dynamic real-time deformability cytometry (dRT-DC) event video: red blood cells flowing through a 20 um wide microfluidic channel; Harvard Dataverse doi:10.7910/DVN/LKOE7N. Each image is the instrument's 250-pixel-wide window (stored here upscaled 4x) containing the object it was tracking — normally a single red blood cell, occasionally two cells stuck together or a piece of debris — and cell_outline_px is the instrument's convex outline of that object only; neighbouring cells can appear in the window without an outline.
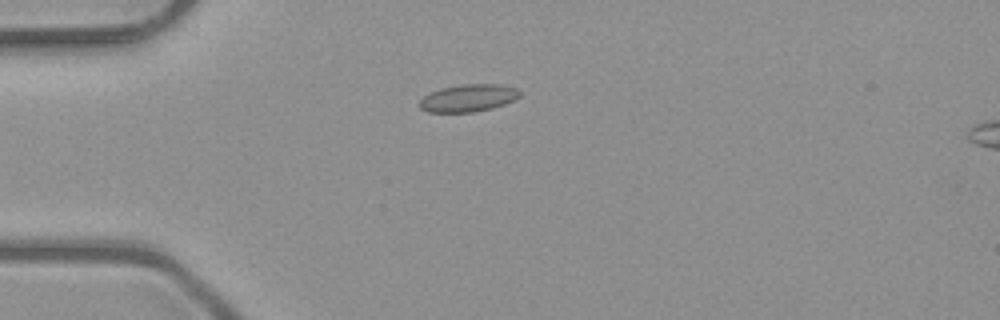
{"species": "common noctule bat (a hibernating species)", "species_latin": "Nyctalus noctula", "temperature_condition": "room temperature", "stored_images_in_passage": 6, "camera_frame_rate_fps": 3000, "um_per_image_px": 0.085, "animal": {"sex": "male", "body_mass_g": 23.1, "forearm_length_mm": 52.7}, "frame": {"image": 1, "passage_image": 4, "time_ms": 1.0, "image_size_px": [1000, 320], "cell_outline_px": [[520, 96], [516, 100], [492, 108], [472, 112], [428, 112], [420, 108], [420, 100], [424, 96], [440, 88], [460, 84], [500, 84], [516, 88], [520, 92]], "centroid_in_image_um": [39.83, 8.32], "position_along_channel_um": 45.2, "area_um2": 16.01}}
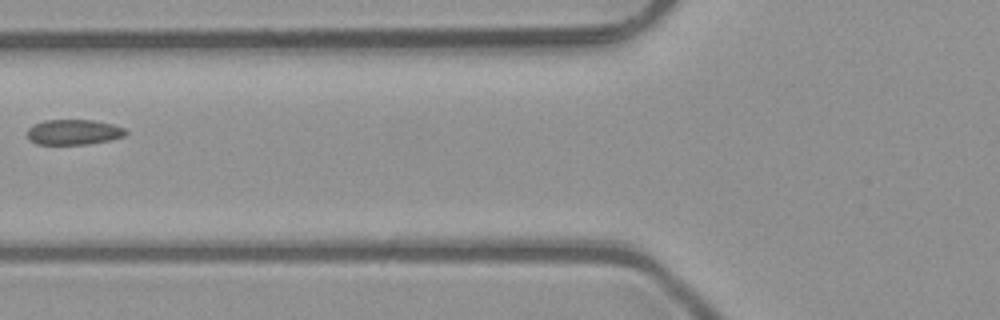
{"frame": {"image": 2, "passage_image": 6, "time_ms": 1.667, "image_size_px": [1000, 320], "cell_outline_px": [[128, 132], [124, 136], [108, 140], [84, 144], [36, 144], [28, 136], [28, 128], [44, 120], [92, 120], [112, 124], [124, 128]], "centroid_in_image_um": [6.27, 11.22], "position_along_channel_um": 119.5, "area_um2": 14.22}}